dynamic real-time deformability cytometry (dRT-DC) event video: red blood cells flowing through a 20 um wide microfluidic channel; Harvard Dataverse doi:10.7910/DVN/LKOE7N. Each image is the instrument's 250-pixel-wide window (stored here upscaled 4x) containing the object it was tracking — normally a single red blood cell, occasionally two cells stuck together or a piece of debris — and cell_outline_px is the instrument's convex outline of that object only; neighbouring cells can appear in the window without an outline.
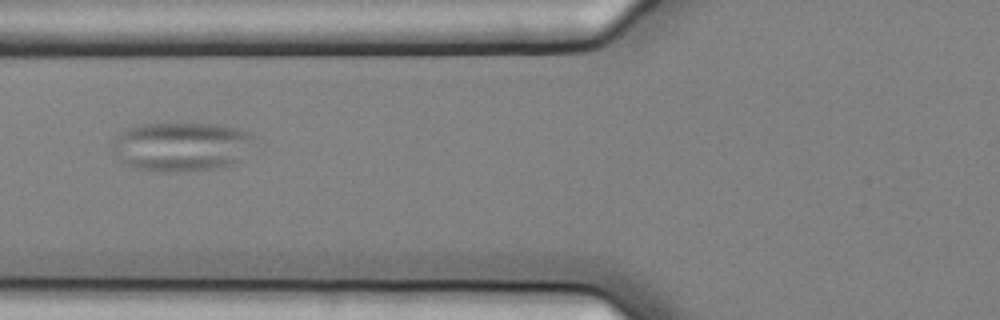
{"species": "common noctule bat (a hibernating species)", "species_latin": "Nyctalus noctula", "temperature_condition": "cold", "stored_images_in_passage": 12, "camera_frame_rate_fps": 3000, "um_per_image_px": 0.085, "animal": {"sex": "female", "body_mass_g": 25.1}, "frame": {"image": 1, "passage_image": 3, "time_ms": 0.667, "image_size_px": [1000, 320], "cell_outline_px": [[256, 144], [240, 160], [232, 164], [216, 168], [184, 172], [164, 172], [132, 168], [120, 160], [112, 152], [112, 140], [128, 128], [140, 124], [216, 124], [240, 128], [252, 132], [256, 136]], "centroid_in_image_um": [15.47, 12.46], "position_along_channel_um": 110.3, "area_um2": 41.33}}
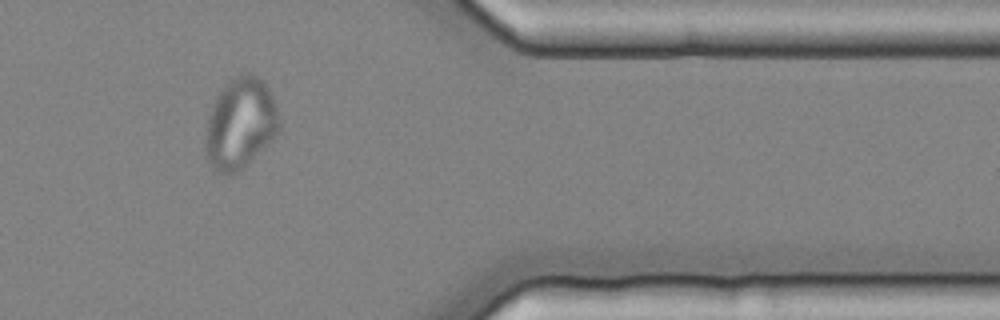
{"frame": {"image": 2, "passage_image": 10, "time_ms": 3.0, "image_size_px": [1000, 320], "cell_outline_px": [[280, 132], [248, 164], [236, 172], [224, 176], [216, 172], [208, 160], [204, 144], [204, 136], [212, 104], [216, 96], [224, 84], [236, 76], [248, 72], [264, 80], [272, 96], [280, 120]], "centroid_in_image_um": [20.42, 10.51], "position_along_channel_um": 391.0, "area_um2": 39.42}}
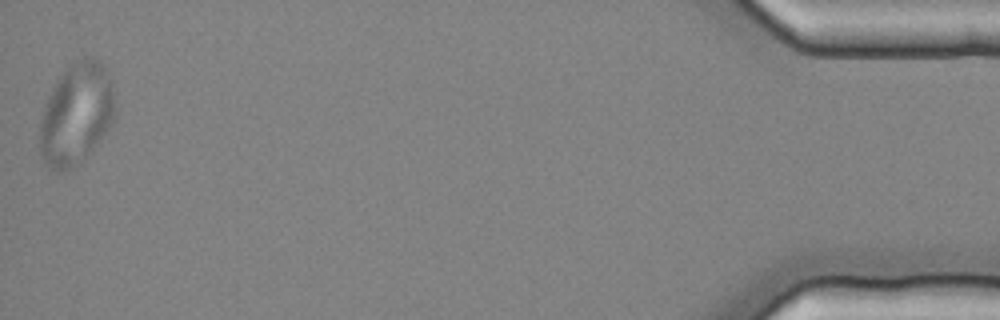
{"frame": {"image": 3, "passage_image": 12, "time_ms": 3.667, "image_size_px": [1000, 320], "cell_outline_px": [[116, 116], [108, 128], [84, 160], [80, 164], [56, 172], [48, 168], [44, 164], [40, 156], [40, 124], [44, 104], [56, 80], [76, 60], [84, 56], [96, 56], [104, 64], [108, 72], [116, 108]], "centroid_in_image_um": [6.48, 9.69], "position_along_channel_um": 428.7, "area_um2": 44.85}}